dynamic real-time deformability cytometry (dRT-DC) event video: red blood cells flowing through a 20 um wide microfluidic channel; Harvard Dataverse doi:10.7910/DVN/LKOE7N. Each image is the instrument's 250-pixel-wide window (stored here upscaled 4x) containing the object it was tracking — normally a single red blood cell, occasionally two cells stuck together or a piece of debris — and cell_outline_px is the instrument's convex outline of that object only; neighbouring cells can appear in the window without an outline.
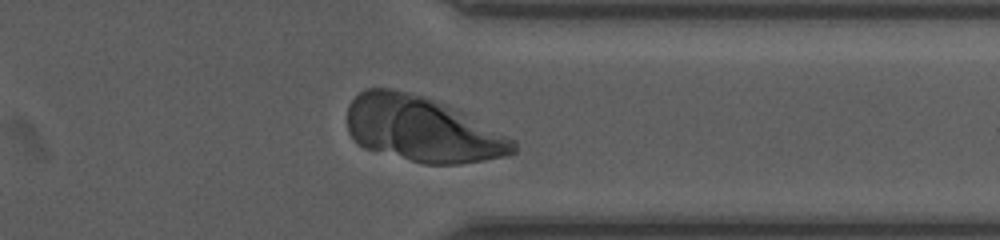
{"species": "human", "species_latin": "Homo sapiens", "temperature_condition": "room temperature", "stored_images_in_passage": 36, "camera_frame_rate_fps": 3000, "um_per_image_px": 0.085, "donor": {"sex": "female"}, "frame": {"image": 1, "passage_image": 31, "time_ms": 10.0, "image_size_px": [1000, 240], "cell_outline_px": [[516, 152], [504, 156], [484, 160], [460, 164], [424, 164], [364, 148], [348, 132], [348, 104], [364, 88], [392, 88], [424, 96], [448, 104], [516, 140]], "centroid_in_image_um": [35.89, 10.98], "position_along_channel_um": 375.5, "area_um2": 63.29}}